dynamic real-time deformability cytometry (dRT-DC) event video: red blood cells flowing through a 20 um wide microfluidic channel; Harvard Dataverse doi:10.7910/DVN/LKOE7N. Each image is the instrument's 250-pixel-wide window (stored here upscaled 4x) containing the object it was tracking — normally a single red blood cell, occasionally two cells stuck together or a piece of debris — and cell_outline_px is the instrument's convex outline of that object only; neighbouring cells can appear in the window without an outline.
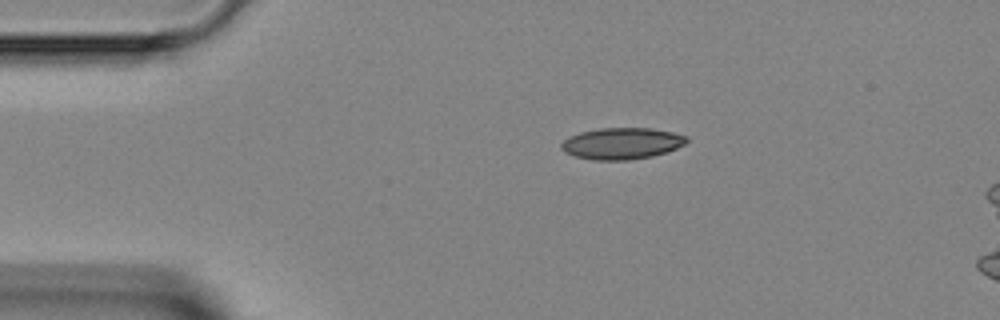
{"species": "Egyptian fruit bat (a non-hibernating species)", "species_latin": "Rousettus aegyptiacus", "temperature_condition": "room temperature", "stored_images_in_passage": 6, "camera_frame_rate_fps": 3000, "um_per_image_px": 0.085, "animal": {"sex": "female"}, "frame": {"image": 1, "passage_image": 1, "time_ms": 0.0, "image_size_px": [1000, 320], "cell_outline_px": [[688, 140], [684, 144], [668, 152], [652, 156], [628, 160], [592, 160], [576, 156], [564, 152], [560, 148], [560, 144], [568, 136], [580, 132], [600, 128], [652, 128], [672, 132], [688, 136]], "centroid_in_image_um": [52.84, 12.19], "position_along_channel_um": 32.2, "area_um2": 23.12}}